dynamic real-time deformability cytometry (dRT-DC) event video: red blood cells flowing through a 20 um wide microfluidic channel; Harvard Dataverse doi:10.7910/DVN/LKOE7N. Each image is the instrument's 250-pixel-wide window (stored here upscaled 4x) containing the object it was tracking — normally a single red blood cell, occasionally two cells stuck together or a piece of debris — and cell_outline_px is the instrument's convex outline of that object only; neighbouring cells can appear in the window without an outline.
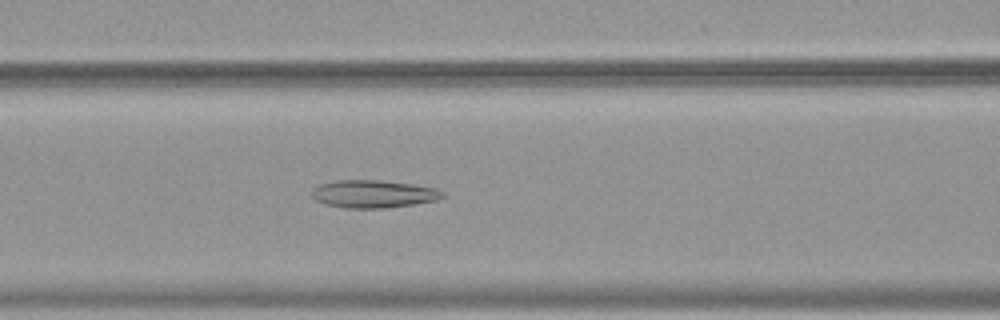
{"species": "common noctule bat (a hibernating species)", "species_latin": "Nyctalus noctula", "temperature_condition": "warm", "stored_images_in_passage": 53, "camera_frame_rate_fps": 3000, "um_per_image_px": 0.085, "animal": {"sex": "female", "body_mass_g": 19.9}, "frame": {"image": 1, "passage_image": 23, "time_ms": 7.333, "image_size_px": [1000, 320], "cell_outline_px": [[444, 196], [436, 200], [412, 204], [384, 208], [344, 208], [324, 204], [316, 200], [312, 196], [312, 188], [320, 184], [336, 180], [380, 180], [412, 184], [436, 188], [444, 192]], "centroid_in_image_um": [31.71, 16.48], "position_along_channel_um": 134.9, "area_um2": 21.1}}
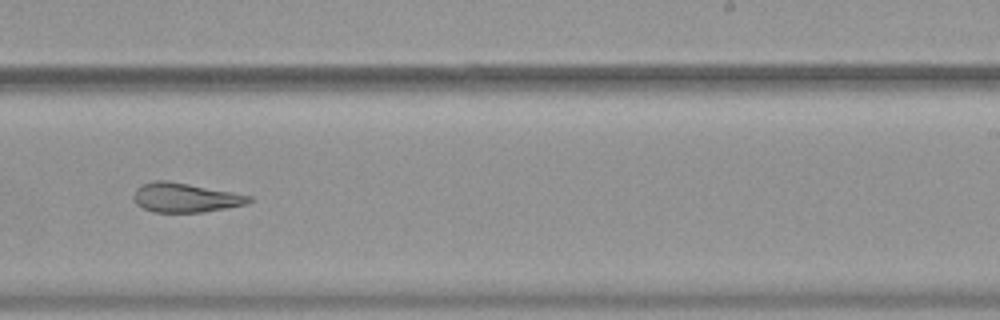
{"frame": {"image": 2, "passage_image": 34, "time_ms": 11.0, "image_size_px": [1000, 320], "cell_outline_px": [[252, 200], [248, 204], [204, 212], [152, 212], [136, 204], [132, 196], [136, 188], [140, 184], [152, 180], [164, 180], [188, 184], [232, 192], [252, 196]], "centroid_in_image_um": [15.71, 16.79], "position_along_channel_um": 273.3, "area_um2": 19.77}}
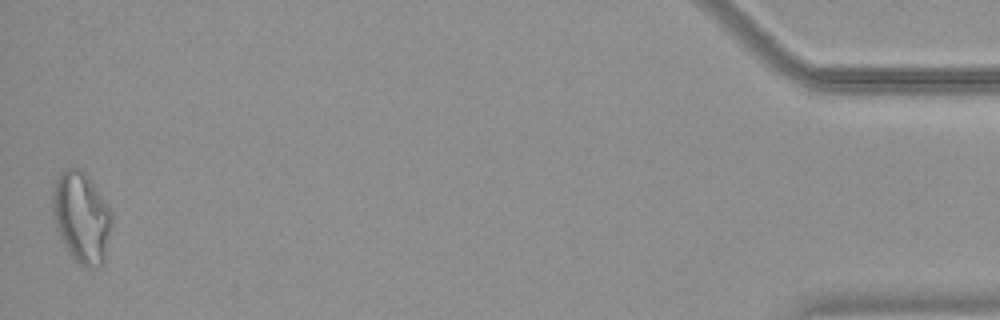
{"frame": {"image": 3, "passage_image": 53, "time_ms": 17.333, "image_size_px": [1000, 320], "cell_outline_px": [[112, 224], [104, 264], [88, 268], [84, 268], [68, 252], [56, 228], [52, 216], [52, 192], [56, 180], [60, 172], [64, 168], [80, 168], [88, 176], [108, 204], [112, 212]], "centroid_in_image_um": [6.93, 18.47], "position_along_channel_um": 428.3, "area_um2": 31.67}, "authors_computed_cell_mechanics": {"area_um2": 25.432, "velocity_mm_per_s": 3.7884, "shape_relaxation_time_tau1_ms": null, "shape_relaxation_time_tau2_ms": 2.8591, "deformation_change_tau1": null, "deformation_change_tau2": 0.1146}}